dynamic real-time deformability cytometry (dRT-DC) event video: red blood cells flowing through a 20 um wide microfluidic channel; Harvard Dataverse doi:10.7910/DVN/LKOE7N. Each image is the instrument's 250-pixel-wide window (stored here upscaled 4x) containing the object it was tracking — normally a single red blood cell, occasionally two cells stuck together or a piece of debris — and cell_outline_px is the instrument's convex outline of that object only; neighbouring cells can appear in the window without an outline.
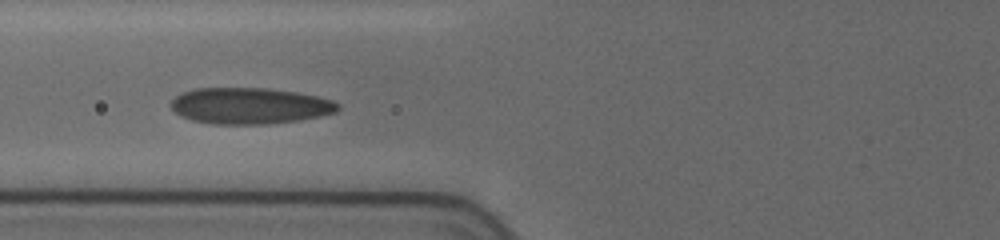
{"species": "human", "species_latin": "Homo sapiens", "temperature_condition": "cold", "stored_images_in_passage": 23, "camera_frame_rate_fps": 3000, "um_per_image_px": 0.085, "donor": {"sex": "female"}, "frame": {"image": 1, "passage_image": 6, "time_ms": 4.667, "image_size_px": [1000, 240], "cell_outline_px": [[340, 108], [336, 112], [320, 116], [300, 120], [268, 124], [212, 124], [192, 120], [180, 116], [168, 104], [176, 96], [184, 92], [196, 88], [268, 88], [296, 92], [316, 96], [332, 100], [340, 104]], "centroid_in_image_um": [21.23, 9.0], "position_along_channel_um": 104.6, "area_um2": 35.37}}
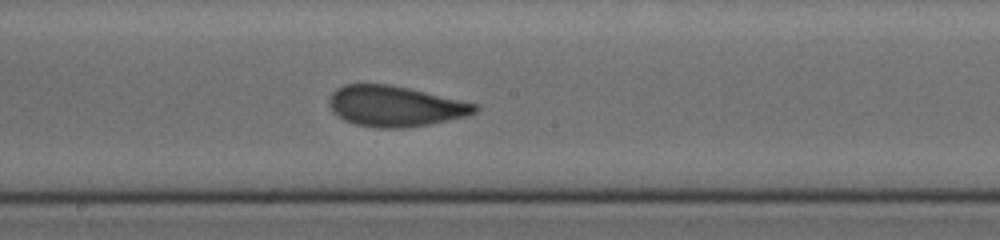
{"frame": {"image": 2, "passage_image": 13, "time_ms": 7.667, "image_size_px": [1000, 240], "cell_outline_px": [[480, 108], [476, 112], [464, 116], [428, 124], [404, 128], [380, 128], [356, 124], [344, 120], [332, 112], [328, 104], [328, 100], [332, 92], [336, 88], [344, 84], [388, 84], [408, 88], [460, 100], [476, 104]], "centroid_in_image_um": [33.52, 9.02], "position_along_channel_um": 214.7, "area_um2": 34.28}}
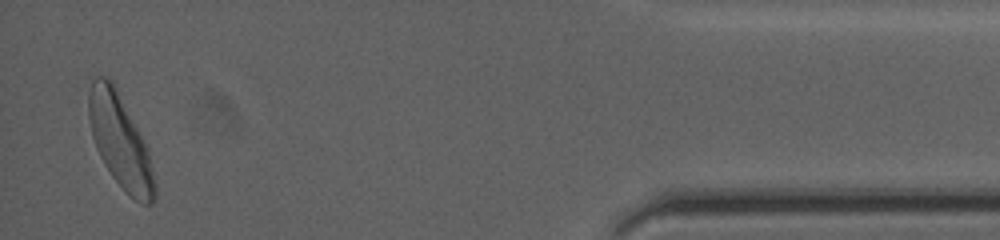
{"frame": {"image": 3, "passage_image": 23, "time_ms": 15.0, "image_size_px": [1000, 240], "cell_outline_px": [[156, 196], [152, 204], [140, 204], [128, 196], [112, 176], [104, 164], [96, 148], [92, 136], [88, 116], [88, 96], [92, 80], [96, 76], [104, 76], [112, 80], [148, 152], [156, 184]], "centroid_in_image_um": [10.19, 12.06], "position_along_channel_um": 425.0, "area_um2": 35.32}, "authors_computed_cell_mechanics": {"area_um2": 33.9286, "velocity_mm_per_s": 3.6546, "shape_relaxation_time_tau1_ms": 3.4595, "shape_relaxation_time_tau2_ms": null, "deformation_change_tau1": 0.1164, "deformation_change_tau2": null}}